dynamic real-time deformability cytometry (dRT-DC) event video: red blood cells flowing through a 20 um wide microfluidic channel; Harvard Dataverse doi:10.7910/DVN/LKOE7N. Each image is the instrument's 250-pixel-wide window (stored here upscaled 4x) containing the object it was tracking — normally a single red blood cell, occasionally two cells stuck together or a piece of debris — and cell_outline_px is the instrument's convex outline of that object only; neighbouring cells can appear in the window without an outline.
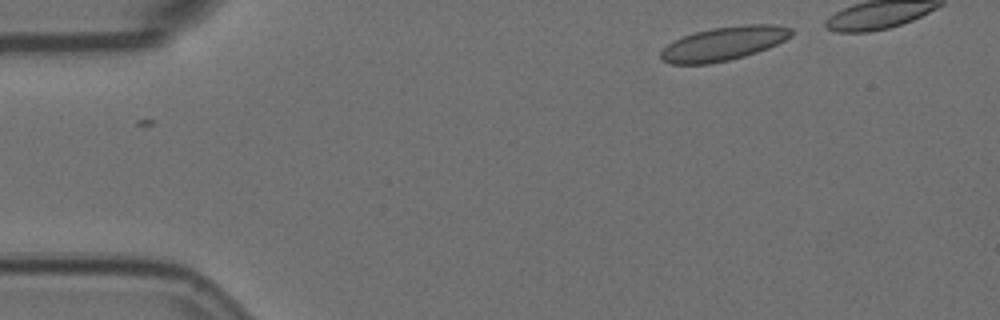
{"species": "Egyptian fruit bat (a non-hibernating species)", "species_latin": "Rousettus aegyptiacus", "temperature_condition": "room temperature", "stored_images_in_passage": 7, "segment_of_instrument_passage": [1, 2], "camera_frame_rate_fps": 3000, "um_per_image_px": 0.085, "animal": {"sex": "female"}, "frame": {"image": 1, "passage_image": 1, "time_ms": 0.0, "image_size_px": [1000, 320], "cell_outline_px": [[792, 36], [768, 48], [744, 56], [728, 60], [708, 64], [672, 64], [664, 60], [660, 56], [660, 52], [668, 44], [684, 36], [696, 32], [712, 28], [744, 24], [776, 24], [792, 28]], "centroid_in_image_um": [61.55, 3.69], "position_along_channel_um": 23.5, "area_um2": 25.49}}
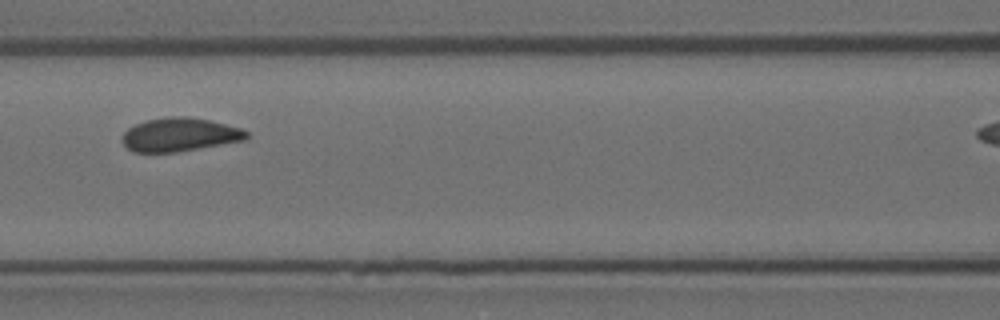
{"frame": {"image": 2, "passage_image": 6, "time_ms": 1.667, "image_size_px": [1000, 320], "cell_outline_px": [[248, 136], [244, 140], [176, 152], [132, 152], [120, 140], [120, 136], [128, 128], [136, 124], [148, 120], [164, 116], [184, 116], [208, 120], [240, 128], [248, 132]], "centroid_in_image_um": [15.21, 11.44], "position_along_channel_um": 151.4, "area_um2": 24.16}}